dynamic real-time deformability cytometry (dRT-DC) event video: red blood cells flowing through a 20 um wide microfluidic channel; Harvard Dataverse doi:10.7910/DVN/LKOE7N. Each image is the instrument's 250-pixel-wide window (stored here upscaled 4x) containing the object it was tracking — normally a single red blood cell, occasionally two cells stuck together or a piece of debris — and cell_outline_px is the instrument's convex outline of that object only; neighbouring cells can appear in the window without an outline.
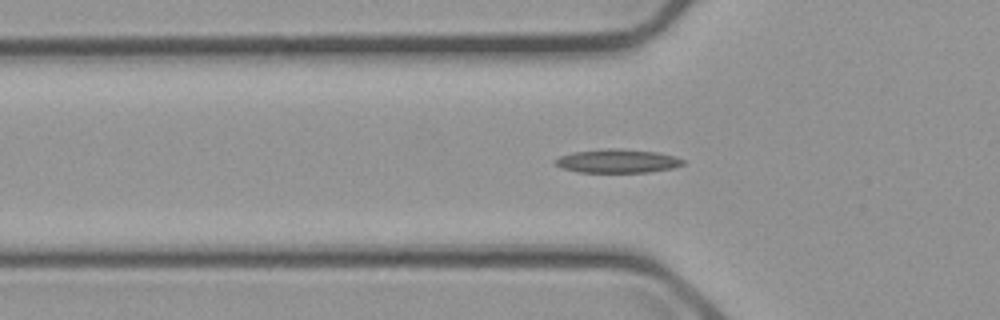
{"species": "common noctule bat (a hibernating species)", "species_latin": "Nyctalus noctula", "temperature_condition": "cold", "stored_images_in_passage": 49, "camera_frame_rate_fps": 3000, "um_per_image_px": 0.085, "animal": {"sex": "male", "body_mass_g": 23.1, "forearm_length_mm": 52.7}, "frame": {"image": 1, "passage_image": 16, "time_ms": 5.0, "image_size_px": [1000, 320], "cell_outline_px": [[684, 164], [672, 168], [648, 172], [576, 172], [560, 168], [552, 164], [552, 160], [560, 156], [572, 152], [608, 148], [612, 148], [656, 152], [676, 156], [684, 160]], "centroid_in_image_um": [52.41, 13.69], "position_along_channel_um": 73.4, "area_um2": 17.74}}
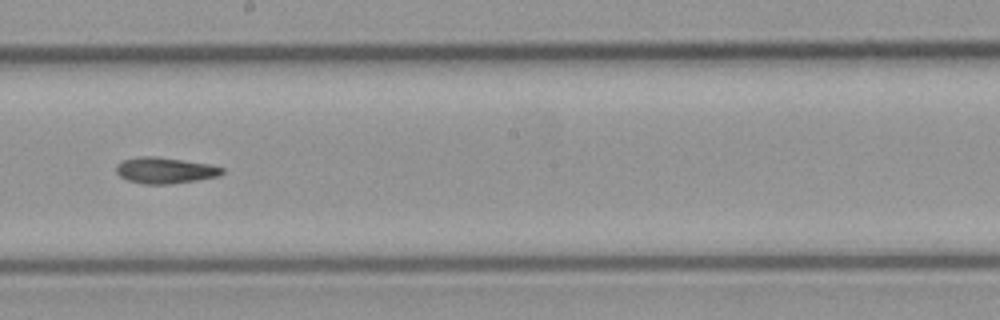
{"frame": {"image": 2, "passage_image": 29, "time_ms": 9.333, "image_size_px": [1000, 320], "cell_outline_px": [[224, 172], [220, 176], [172, 184], [144, 184], [128, 180], [120, 176], [116, 172], [116, 164], [124, 160], [140, 156], [156, 156], [208, 164], [224, 168]], "centroid_in_image_um": [14.02, 14.48], "position_along_channel_um": 234.2, "area_um2": 16.07}}
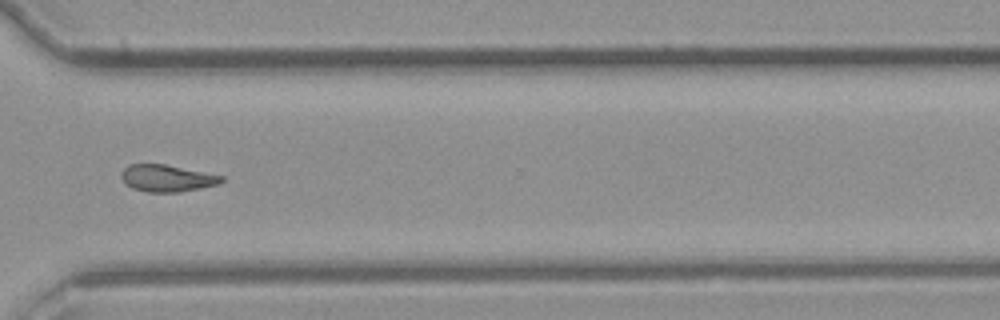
{"frame": {"image": 3, "passage_image": 39, "time_ms": 12.667, "image_size_px": [1000, 320], "cell_outline_px": [[224, 180], [220, 184], [180, 192], [148, 192], [132, 188], [124, 184], [120, 176], [124, 168], [128, 164], [164, 164], [224, 176]], "centroid_in_image_um": [14.17, 15.15], "position_along_channel_um": 356.4, "area_um2": 15.78}}